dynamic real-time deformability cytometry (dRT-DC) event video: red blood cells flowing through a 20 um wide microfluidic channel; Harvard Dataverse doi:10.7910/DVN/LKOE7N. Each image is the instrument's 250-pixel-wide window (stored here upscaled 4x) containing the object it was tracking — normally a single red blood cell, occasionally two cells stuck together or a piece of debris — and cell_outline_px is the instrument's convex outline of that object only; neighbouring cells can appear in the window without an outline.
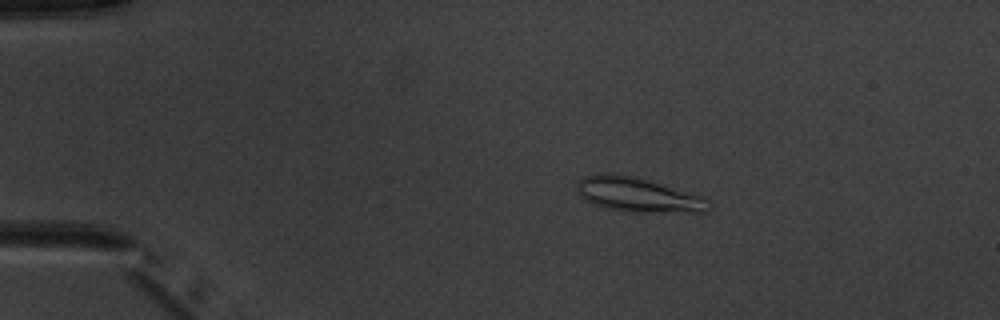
{"species": "common noctule bat (a hibernating species)", "species_latin": "Nyctalus noctula", "temperature_condition": "warm", "stored_images_in_passage": 3, "camera_frame_rate_fps": 3000, "um_per_image_px": 0.085, "animal": {"sex": "male", "body_mass_g": 20.1, "forearm_length_mm": 53.5}, "frame": {"image": 1, "passage_image": 2, "time_ms": 1.0, "image_size_px": [1000, 320], "cell_outline_px": [[712, 208], [708, 212], [632, 212], [608, 208], [584, 200], [580, 196], [576, 188], [580, 180], [584, 176], [632, 176], [648, 180], [708, 196]], "centroid_in_image_um": [54.4, 16.6], "position_along_channel_um": 30.6, "area_um2": 26.13}}